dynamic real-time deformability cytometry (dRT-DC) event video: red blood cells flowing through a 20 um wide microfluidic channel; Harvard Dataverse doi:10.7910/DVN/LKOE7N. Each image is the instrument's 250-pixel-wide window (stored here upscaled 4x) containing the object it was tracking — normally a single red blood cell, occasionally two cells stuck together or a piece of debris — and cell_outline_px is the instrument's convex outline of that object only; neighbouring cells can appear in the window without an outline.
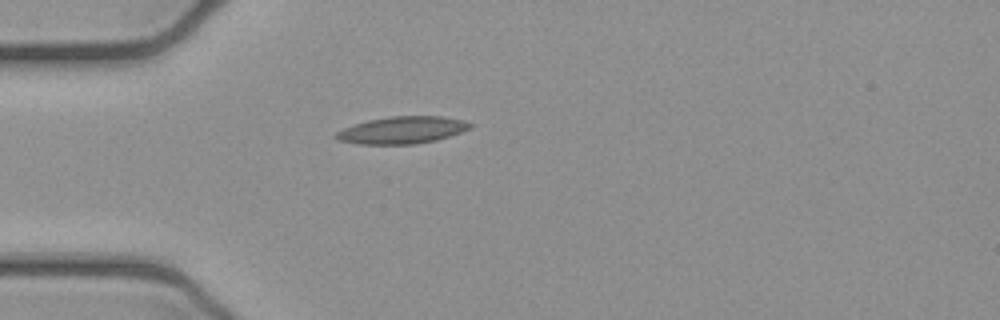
{"species": "common noctule bat (a hibernating species)", "species_latin": "Nyctalus noctula", "temperature_condition": "cold", "stored_images_in_passage": 5, "camera_frame_rate_fps": 3000, "um_per_image_px": 0.085, "animal": {"sex": "female", "body_mass_g": 21.9}, "frame": {"image": 1, "passage_image": 5, "time_ms": 1.333, "image_size_px": [1000, 320], "cell_outline_px": [[476, 124], [472, 128], [436, 140], [416, 144], [360, 144], [340, 140], [332, 136], [336, 132], [344, 128], [368, 120], [392, 116], [440, 116], [464, 120]], "centroid_in_image_um": [34.23, 11.05], "position_along_channel_um": 50.8, "area_um2": 21.15}}